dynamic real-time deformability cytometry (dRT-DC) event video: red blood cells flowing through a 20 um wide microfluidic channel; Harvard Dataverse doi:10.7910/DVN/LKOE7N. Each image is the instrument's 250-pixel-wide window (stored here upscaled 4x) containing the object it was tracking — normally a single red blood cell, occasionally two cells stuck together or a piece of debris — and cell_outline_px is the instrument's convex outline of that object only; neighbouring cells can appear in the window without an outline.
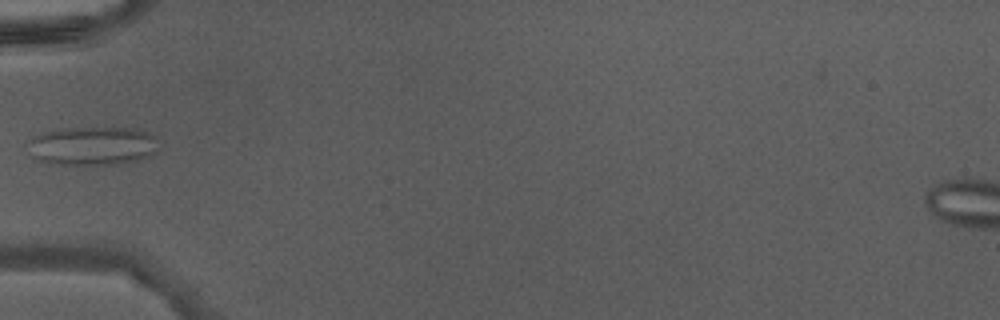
{"species": "Egyptian fruit bat (a non-hibernating species)", "species_latin": "Rousettus aegyptiacus", "temperature_condition": "warm", "stored_images_in_passage": 31, "camera_frame_rate_fps": 3000, "um_per_image_px": 0.085, "animal": {"sex": "male"}, "frame": {"image": 1, "passage_image": 1, "time_ms": 0.0, "image_size_px": [1000, 320], "cell_outline_px": [[156, 152], [148, 156], [136, 160], [112, 164], [52, 164], [40, 160], [32, 156], [32, 136], [44, 132], [64, 128], [136, 128], [148, 132], [152, 136]], "centroid_in_image_um": [7.85, 12.39], "position_along_channel_um": 77.1, "area_um2": 28.67}}
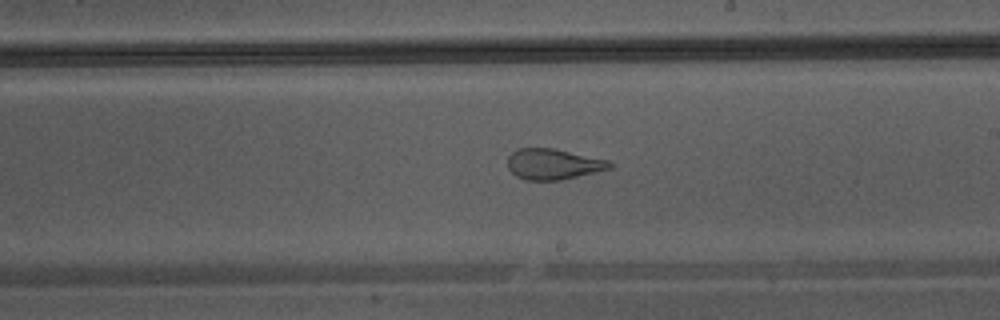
{"frame": {"image": 2, "passage_image": 12, "time_ms": 3.667, "image_size_px": [1000, 320], "cell_outline_px": [[612, 168], [560, 180], [524, 180], [516, 176], [508, 168], [508, 156], [516, 148], [552, 148], [608, 160], [612, 164]], "centroid_in_image_um": [46.99, 13.95], "position_along_channel_um": 242.0, "area_um2": 18.15}}
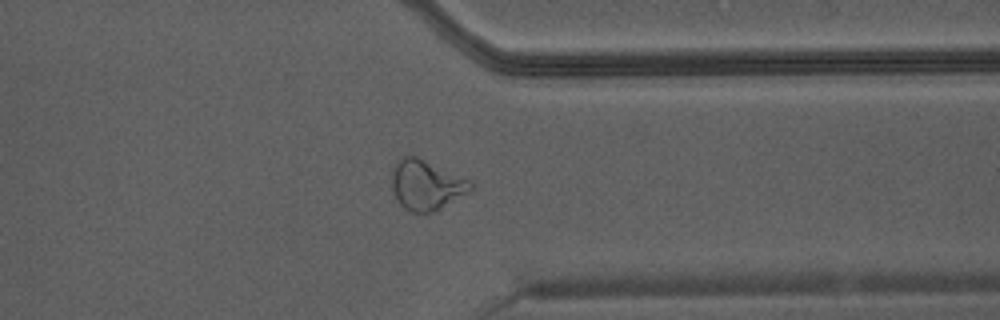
{"frame": {"image": 3, "passage_image": 21, "time_ms": 6.667, "image_size_px": [1000, 320], "cell_outline_px": [[472, 192], [436, 212], [412, 212], [404, 208], [396, 200], [392, 192], [392, 168], [404, 156], [416, 156], [468, 180], [472, 184]], "centroid_in_image_um": [36.23, 15.77], "position_along_channel_um": 375.2, "area_um2": 22.95}}